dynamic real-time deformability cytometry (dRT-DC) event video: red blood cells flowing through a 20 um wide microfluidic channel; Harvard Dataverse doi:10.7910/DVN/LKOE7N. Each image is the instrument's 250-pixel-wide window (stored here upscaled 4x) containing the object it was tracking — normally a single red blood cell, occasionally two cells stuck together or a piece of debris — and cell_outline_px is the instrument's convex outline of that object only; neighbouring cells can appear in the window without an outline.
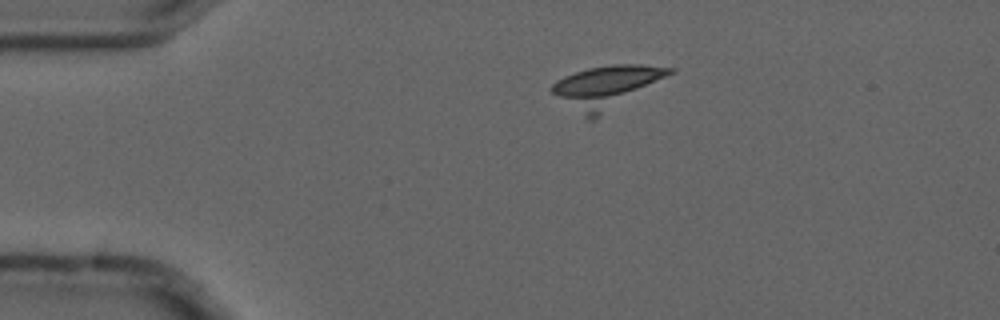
{"species": "common noctule bat (a hibernating species)", "species_latin": "Nyctalus noctula", "temperature_condition": "cold", "stored_images_in_passage": 4, "camera_frame_rate_fps": 3000, "um_per_image_px": 0.085, "animal": {"sex": "male", "forearm_length_mm": 52.5}, "frame": {"image": 1, "passage_image": 2, "time_ms": 0.333, "image_size_px": [1000, 320], "cell_outline_px": [[676, 72], [592, 120], [588, 120], [552, 92], [552, 84], [556, 80], [564, 76], [588, 68], [612, 64], [640, 64], [676, 68]], "centroid_in_image_um": [51.58, 7.34], "position_along_channel_um": 33.4, "area_um2": 28.38}}
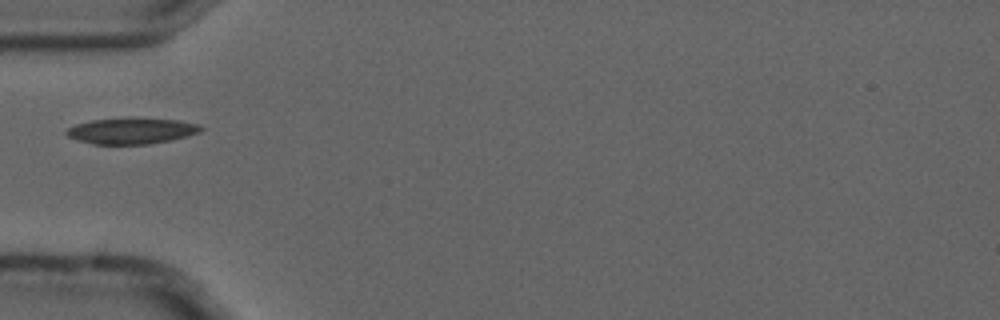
{"frame": {"image": 2, "passage_image": 4, "time_ms": 1.0, "image_size_px": [1000, 320], "cell_outline_px": [[204, 128], [200, 132], [188, 136], [172, 140], [148, 144], [92, 144], [76, 140], [68, 136], [64, 132], [68, 128], [76, 124], [92, 120], [180, 120], [200, 124]], "centroid_in_image_um": [11.2, 11.16], "position_along_channel_um": 73.8, "area_um2": 19.77}}